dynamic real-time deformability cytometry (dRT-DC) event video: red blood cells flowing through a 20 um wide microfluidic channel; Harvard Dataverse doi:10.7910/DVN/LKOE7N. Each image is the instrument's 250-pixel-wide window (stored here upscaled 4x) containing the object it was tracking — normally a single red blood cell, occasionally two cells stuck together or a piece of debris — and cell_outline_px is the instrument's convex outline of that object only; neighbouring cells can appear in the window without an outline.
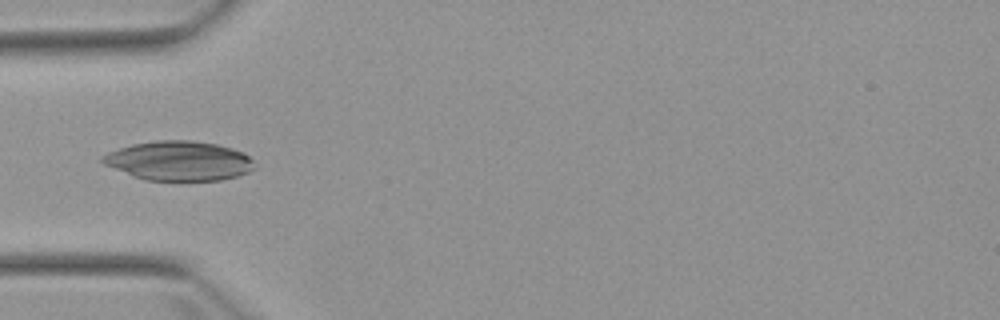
{"species": "Egyptian fruit bat (a non-hibernating species)", "species_latin": "Rousettus aegyptiacus", "temperature_condition": "warm", "stored_images_in_passage": 6, "camera_frame_rate_fps": 3000, "um_per_image_px": 0.085, "animal": {"sex": "female"}, "frame": {"image": 1, "passage_image": 5, "time_ms": 5.0, "image_size_px": [1000, 320], "cell_outline_px": [[256, 168], [248, 172], [236, 176], [220, 180], [144, 180], [132, 176], [104, 164], [100, 160], [100, 156], [108, 152], [132, 144], [156, 140], [192, 140], [216, 144], [232, 148], [244, 152], [252, 160]], "centroid_in_image_um": [15.2, 13.66], "position_along_channel_um": 69.8, "area_um2": 34.97}}
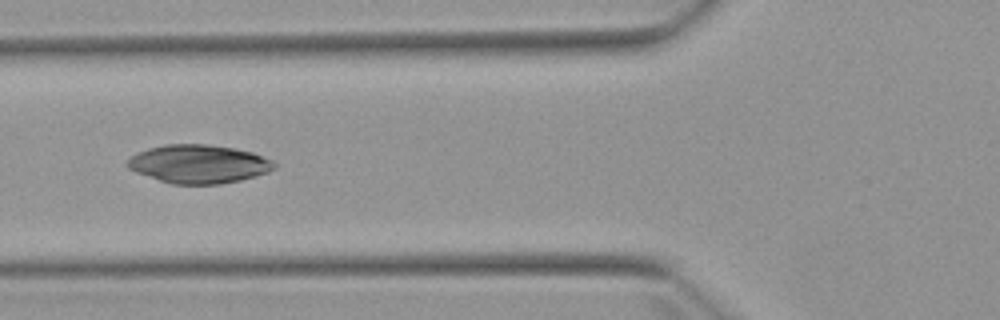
{"frame": {"image": 2, "passage_image": 6, "time_ms": 6.0, "image_size_px": [1000, 320], "cell_outline_px": [[276, 168], [268, 172], [240, 180], [220, 184], [172, 184], [136, 172], [128, 168], [124, 164], [136, 152], [148, 148], [164, 144], [208, 144], [236, 148], [252, 152], [272, 160], [276, 164]], "centroid_in_image_um": [16.88, 13.93], "position_along_channel_um": 108.9, "area_um2": 33.0}}